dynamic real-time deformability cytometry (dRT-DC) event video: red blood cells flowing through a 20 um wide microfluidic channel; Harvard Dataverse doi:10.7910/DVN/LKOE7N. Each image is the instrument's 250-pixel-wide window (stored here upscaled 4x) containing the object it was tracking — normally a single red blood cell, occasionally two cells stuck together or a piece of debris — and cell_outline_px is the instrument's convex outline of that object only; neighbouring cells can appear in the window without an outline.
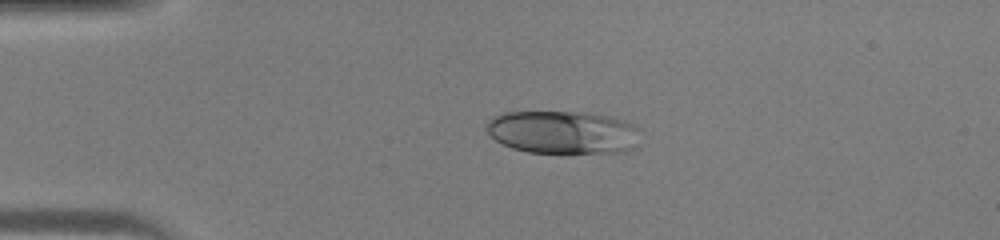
{"species": "human", "species_latin": "Homo sapiens", "temperature_condition": "warm", "stored_images_in_passage": 37, "camera_frame_rate_fps": 3000, "um_per_image_px": 0.085, "donor": {"sex": "male"}, "frame": {"image": 1, "passage_image": 3, "time_ms": 0.667, "image_size_px": [1000, 240], "cell_outline_px": [[640, 128], [636, 148], [624, 152], [528, 152], [512, 148], [496, 140], [488, 132], [488, 120], [492, 116], [504, 112], [584, 112], [604, 116], [620, 120], [632, 124]], "centroid_in_image_um": [47.85, 11.24], "position_along_channel_um": 37.1, "area_um2": 38.26}}
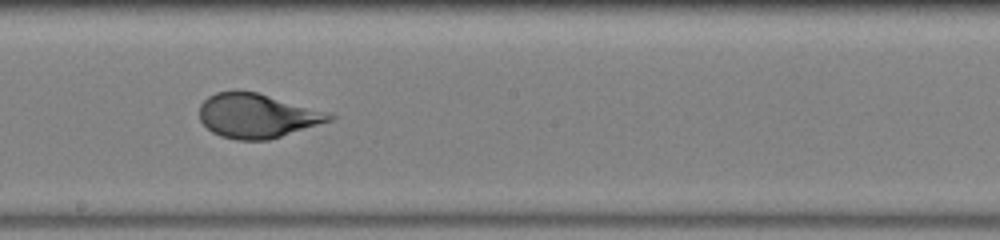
{"frame": {"image": 2, "passage_image": 18, "time_ms": 5.667, "image_size_px": [1000, 240], "cell_outline_px": [[336, 116], [332, 120], [268, 140], [236, 140], [220, 136], [212, 132], [200, 120], [200, 104], [208, 96], [216, 92], [236, 88], [256, 92], [328, 112]], "centroid_in_image_um": [21.81, 9.82], "position_along_channel_um": 226.4, "area_um2": 33.64}}
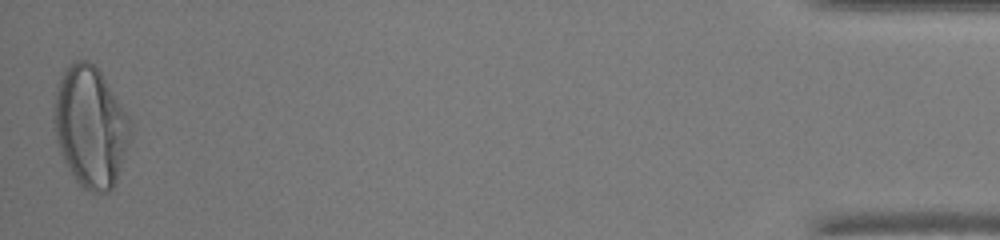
{"frame": {"image": 3, "passage_image": 37, "time_ms": 12.0, "image_size_px": [1000, 240], "cell_outline_px": [[132, 136], [116, 180], [112, 188], [108, 192], [92, 192], [84, 188], [76, 180], [64, 160], [60, 152], [56, 140], [56, 92], [60, 76], [76, 60], [88, 60], [100, 72], [128, 116], [132, 124]], "centroid_in_image_um": [7.73, 10.81], "position_along_channel_um": 427.5, "area_um2": 52.66}}